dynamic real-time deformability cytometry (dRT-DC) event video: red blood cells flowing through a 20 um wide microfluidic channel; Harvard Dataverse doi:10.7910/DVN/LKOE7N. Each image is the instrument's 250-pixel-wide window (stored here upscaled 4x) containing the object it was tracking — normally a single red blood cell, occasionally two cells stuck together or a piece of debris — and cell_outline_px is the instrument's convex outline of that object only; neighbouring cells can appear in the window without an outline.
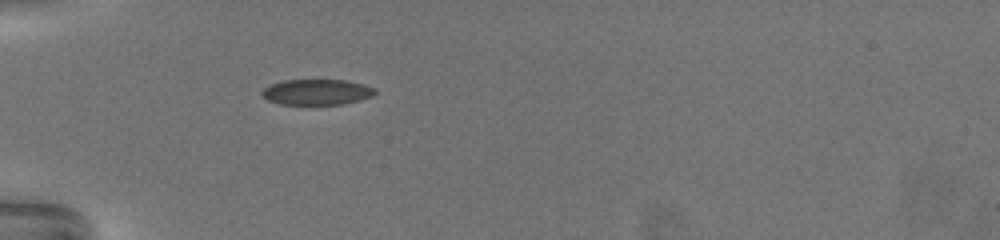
{"species": "common noctule bat (a hibernating species)", "species_latin": "Nyctalus noctula", "temperature_condition": "warm", "stored_images_in_passage": 47, "camera_frame_rate_fps": 3000, "um_per_image_px": 0.085, "animal": {"sex": "female", "body_mass_g": 19.5, "forearm_length_mm": 54.1}, "frame": {"image": 1, "passage_image": 1, "time_ms": 0.0, "image_size_px": [1000, 240], "cell_outline_px": [[376, 92], [372, 96], [340, 104], [280, 104], [268, 100], [260, 92], [264, 88], [272, 84], [284, 80], [344, 80], [364, 84], [372, 88]], "centroid_in_image_um": [26.89, 7.82], "position_along_channel_um": 58.1, "area_um2": 16.53}}
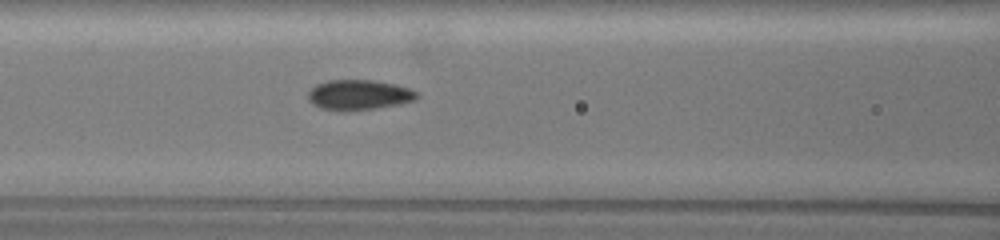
{"frame": {"image": 2, "passage_image": 10, "time_ms": 3.0, "image_size_px": [1000, 240], "cell_outline_px": [[416, 96], [412, 100], [396, 104], [372, 108], [320, 108], [312, 104], [308, 100], [308, 92], [316, 84], [328, 80], [372, 80], [396, 84], [408, 88], [416, 92]], "centroid_in_image_um": [30.45, 8.01], "position_along_channel_um": 136.1, "area_um2": 18.15}}
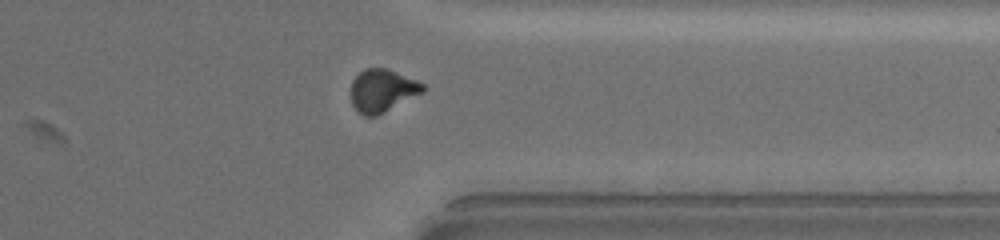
{"frame": {"image": 3, "passage_image": 34, "time_ms": 11.0, "image_size_px": [1000, 240], "cell_outline_px": [[424, 92], [376, 116], [364, 116], [352, 104], [352, 80], [364, 68], [388, 68], [416, 80], [424, 84]], "centroid_in_image_um": [32.51, 7.68], "position_along_channel_um": 378.9, "area_um2": 17.74}, "authors_computed_cell_mechanics": {"area_um2": 18.207, "velocity_mm_per_s": 3.0579, "shape_relaxation_time_tau1_ms": 9.0679, "shape_relaxation_time_tau2_ms": 1.4362, "deformation_change_tau1": 0.1831, "deformation_change_tau2": 0.0507}}